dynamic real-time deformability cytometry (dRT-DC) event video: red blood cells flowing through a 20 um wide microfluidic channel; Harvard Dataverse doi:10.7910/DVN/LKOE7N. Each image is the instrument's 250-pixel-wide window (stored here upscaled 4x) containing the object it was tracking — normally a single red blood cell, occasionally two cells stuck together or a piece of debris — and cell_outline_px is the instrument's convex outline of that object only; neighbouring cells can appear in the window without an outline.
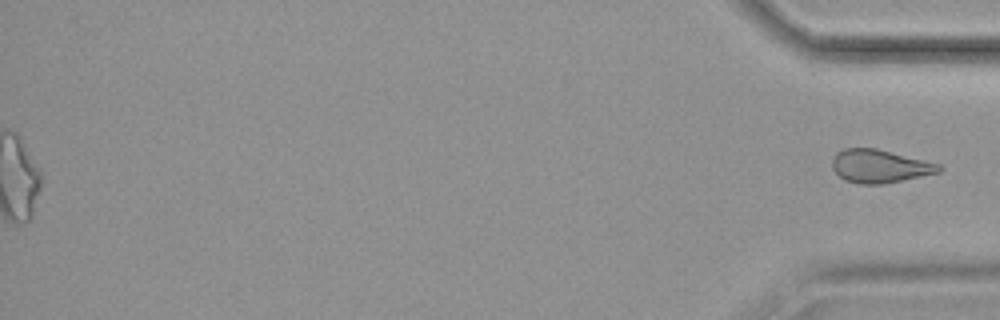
{"species": "common noctule bat (a hibernating species)", "species_latin": "Nyctalus noctula", "temperature_condition": "cold", "stored_images_in_passage": 56, "segment_of_instrument_passage": [2, 2], "camera_frame_rate_fps": 3000, "um_per_image_px": 0.085, "animal": {"sex": "female", "body_mass_g": 19.9}, "frame": {"image": 1, "passage_image": 56, "time_ms": 18.333, "image_size_px": [1000, 320], "cell_outline_px": [[944, 168], [940, 172], [880, 184], [860, 184], [844, 180], [832, 168], [832, 160], [836, 152], [844, 148], [876, 148], [940, 164]], "centroid_in_image_um": [74.75, 14.11], "position_along_channel_um": 360.4, "area_um2": 20.46}}